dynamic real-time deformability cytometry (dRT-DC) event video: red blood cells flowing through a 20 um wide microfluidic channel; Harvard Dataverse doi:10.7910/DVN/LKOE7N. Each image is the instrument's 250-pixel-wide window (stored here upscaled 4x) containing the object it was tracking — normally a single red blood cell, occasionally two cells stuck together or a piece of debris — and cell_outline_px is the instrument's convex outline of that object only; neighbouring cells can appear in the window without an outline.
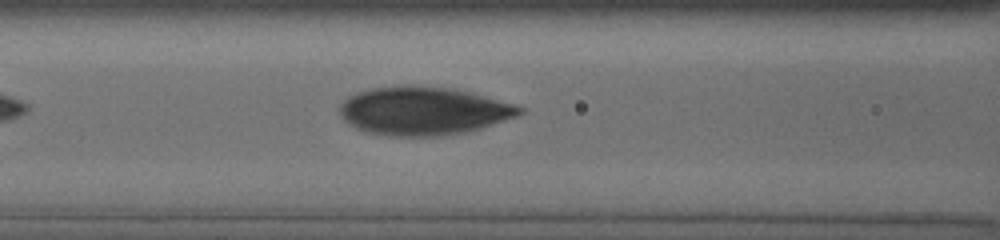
{"species": "human", "species_latin": "Homo sapiens", "temperature_condition": "cold", "stored_images_in_passage": 11, "camera_frame_rate_fps": 3000, "um_per_image_px": 0.085, "donor": {"sex": "male"}, "frame": {"image": 1, "passage_image": 7, "time_ms": 3.667, "image_size_px": [1000, 240], "cell_outline_px": [[524, 112], [516, 116], [464, 132], [436, 136], [388, 136], [368, 132], [356, 128], [344, 120], [340, 112], [340, 104], [348, 96], [372, 88], [400, 84], [412, 84], [456, 88], [472, 92], [512, 104], [524, 108]], "centroid_in_image_um": [35.95, 9.4], "position_along_channel_um": 130.7, "area_um2": 50.52}}
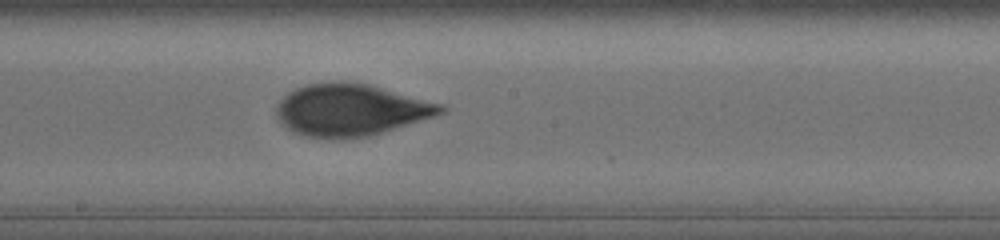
{"frame": {"image": 2, "passage_image": 11, "time_ms": 6.0, "image_size_px": [1000, 240], "cell_outline_px": [[448, 108], [444, 112], [432, 116], [368, 136], [332, 140], [304, 136], [292, 132], [276, 116], [276, 108], [280, 100], [288, 92], [296, 88], [308, 84], [336, 80], [344, 80], [368, 84], [444, 104]], "centroid_in_image_um": [29.77, 9.33], "position_along_channel_um": 218.4, "area_um2": 49.77}}